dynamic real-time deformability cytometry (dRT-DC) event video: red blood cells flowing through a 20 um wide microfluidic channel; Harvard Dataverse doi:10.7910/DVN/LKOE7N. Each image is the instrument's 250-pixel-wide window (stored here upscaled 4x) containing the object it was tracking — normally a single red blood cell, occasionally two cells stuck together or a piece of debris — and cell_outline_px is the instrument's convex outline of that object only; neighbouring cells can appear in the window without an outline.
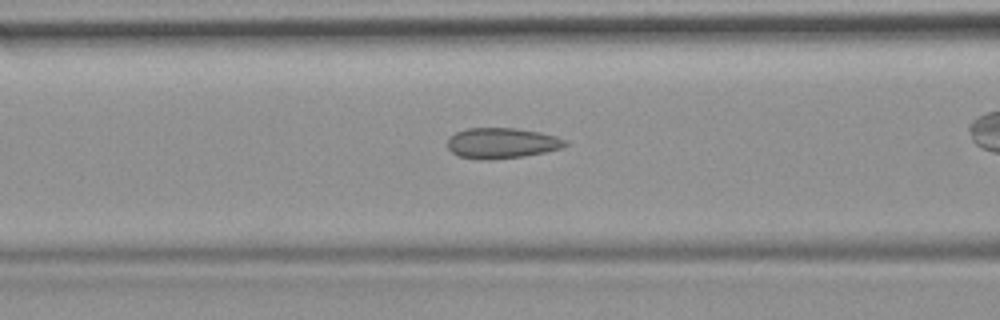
{"species": "common noctule bat (a hibernating species)", "species_latin": "Nyctalus noctula", "temperature_condition": "room temperature", "stored_images_in_passage": 32, "camera_frame_rate_fps": 3000, "um_per_image_px": 0.085, "animal": {"sex": "female", "body_mass_g": 19.9}, "frame": {"image": 1, "passage_image": 5, "time_ms": 1.333, "image_size_px": [1000, 320], "cell_outline_px": [[568, 144], [560, 148], [544, 152], [524, 156], [488, 160], [484, 160], [456, 156], [448, 148], [448, 136], [456, 132], [468, 128], [516, 128], [540, 132], [556, 136], [568, 140]], "centroid_in_image_um": [42.64, 12.16], "position_along_channel_um": 124.0, "area_um2": 21.1}}